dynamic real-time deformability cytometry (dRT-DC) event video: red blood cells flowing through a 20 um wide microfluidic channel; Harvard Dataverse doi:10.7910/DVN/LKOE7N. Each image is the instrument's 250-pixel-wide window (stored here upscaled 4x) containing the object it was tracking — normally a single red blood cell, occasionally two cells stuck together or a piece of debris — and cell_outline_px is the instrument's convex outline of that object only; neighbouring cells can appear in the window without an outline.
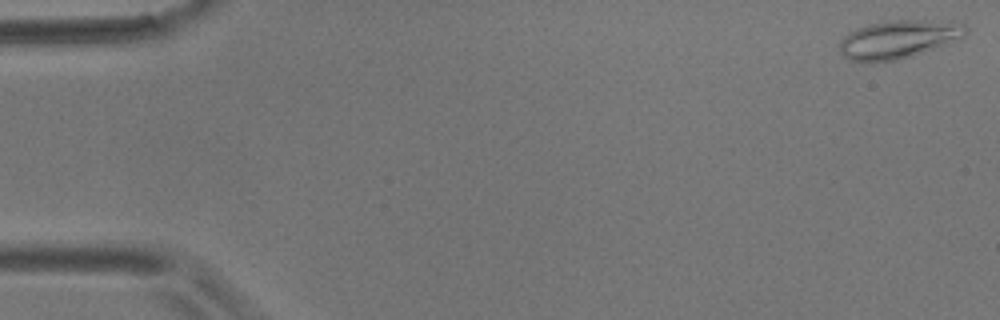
{"species": "common noctule bat (a hibernating species)", "species_latin": "Nyctalus noctula", "temperature_condition": "room temperature", "stored_images_in_passage": 5, "camera_frame_rate_fps": 3000, "um_per_image_px": 0.085, "animal": {"sex": "male", "body_mass_g": 17.9}, "frame": {"image": 1, "passage_image": 1, "time_ms": 0.0, "image_size_px": [1000, 320], "cell_outline_px": [[968, 32], [964, 36], [956, 40], [912, 56], [896, 60], [848, 60], [840, 52], [840, 40], [848, 32], [856, 28], [868, 24], [892, 20], [924, 20], [964, 24], [968, 28]], "centroid_in_image_um": [76.35, 3.32], "position_along_channel_um": 8.6, "area_um2": 27.57}}